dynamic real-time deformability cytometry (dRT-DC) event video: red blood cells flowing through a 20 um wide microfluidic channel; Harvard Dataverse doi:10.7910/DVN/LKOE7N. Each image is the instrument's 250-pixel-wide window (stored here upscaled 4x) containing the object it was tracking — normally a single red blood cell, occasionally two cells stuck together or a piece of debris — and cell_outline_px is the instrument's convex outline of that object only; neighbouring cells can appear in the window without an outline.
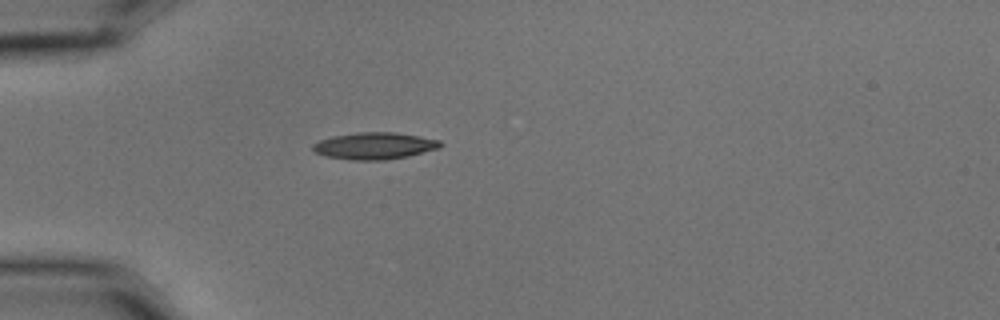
{"species": "common noctule bat (a hibernating species)", "species_latin": "Nyctalus noctula", "temperature_condition": "cold", "stored_images_in_passage": 1, "camera_frame_rate_fps": 3000, "um_per_image_px": 0.085, "animal": {"sex": "male", "body_mass_g": 15.6}, "frame": {"image": 1, "passage_image": 1, "time_ms": 0.0, "image_size_px": [1000, 320], "cell_outline_px": [[444, 144], [440, 148], [408, 156], [384, 160], [352, 160], [324, 156], [316, 152], [312, 148], [312, 144], [320, 140], [332, 136], [356, 132], [396, 132], [420, 136], [440, 140]], "centroid_in_image_um": [31.85, 12.39], "position_along_channel_um": 53.2, "area_um2": 20.11}}